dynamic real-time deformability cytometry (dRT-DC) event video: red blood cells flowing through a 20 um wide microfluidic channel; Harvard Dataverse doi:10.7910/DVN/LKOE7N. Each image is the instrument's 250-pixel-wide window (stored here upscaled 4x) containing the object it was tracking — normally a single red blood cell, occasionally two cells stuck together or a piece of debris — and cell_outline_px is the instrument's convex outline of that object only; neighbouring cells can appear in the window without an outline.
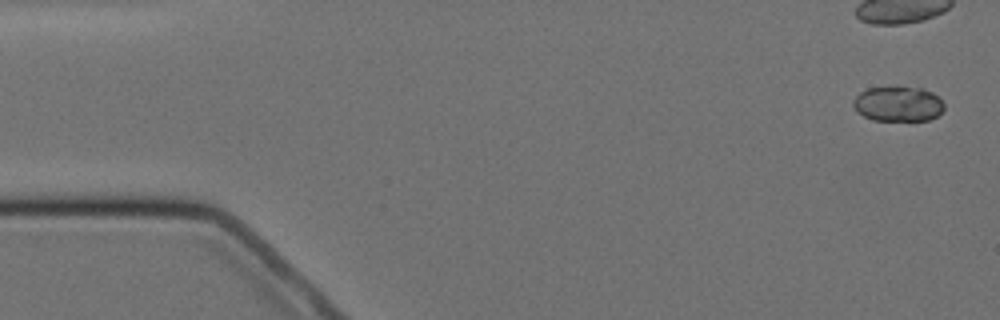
{"species": "Egyptian fruit bat (a non-hibernating species)", "species_latin": "Rousettus aegyptiacus", "temperature_condition": "cold", "stored_images_in_passage": 5, "camera_frame_rate_fps": 3000, "um_per_image_px": 0.085, "animal": {"sex": "female"}, "frame": {"image": 1, "passage_image": 1, "time_ms": 0.0, "image_size_px": [1000, 320], "cell_outline_px": [[944, 108], [936, 116], [928, 120], [872, 120], [856, 112], [852, 104], [852, 100], [860, 92], [868, 88], [924, 88], [932, 92], [944, 104]], "centroid_in_image_um": [76.3, 8.85], "position_along_channel_um": 8.7, "area_um2": 18.32}}